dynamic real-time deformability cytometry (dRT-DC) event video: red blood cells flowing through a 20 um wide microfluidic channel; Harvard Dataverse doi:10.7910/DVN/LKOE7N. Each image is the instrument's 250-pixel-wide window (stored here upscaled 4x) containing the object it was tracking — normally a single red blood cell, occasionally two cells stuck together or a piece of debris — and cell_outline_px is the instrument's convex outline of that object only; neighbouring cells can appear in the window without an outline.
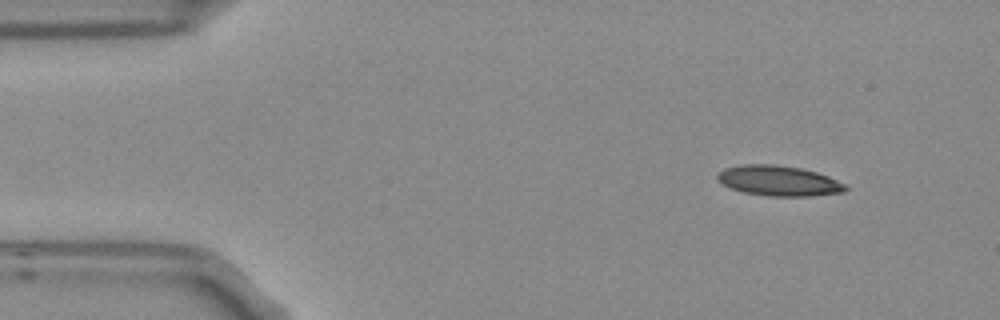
{"species": "Egyptian fruit bat (a non-hibernating species)", "species_latin": "Rousettus aegyptiacus", "temperature_condition": "room temperature", "stored_images_in_passage": 7, "camera_frame_rate_fps": 3000, "um_per_image_px": 0.085, "frame": {"image": 1, "passage_image": 2, "time_ms": 0.333, "image_size_px": [1000, 320], "cell_outline_px": [[848, 188], [844, 192], [812, 196], [768, 196], [744, 192], [732, 188], [716, 180], [716, 176], [724, 168], [744, 164], [776, 164], [800, 168], [816, 172], [828, 176], [848, 184]], "centroid_in_image_um": [66.23, 15.36], "position_along_channel_um": 18.8, "area_um2": 22.66}}